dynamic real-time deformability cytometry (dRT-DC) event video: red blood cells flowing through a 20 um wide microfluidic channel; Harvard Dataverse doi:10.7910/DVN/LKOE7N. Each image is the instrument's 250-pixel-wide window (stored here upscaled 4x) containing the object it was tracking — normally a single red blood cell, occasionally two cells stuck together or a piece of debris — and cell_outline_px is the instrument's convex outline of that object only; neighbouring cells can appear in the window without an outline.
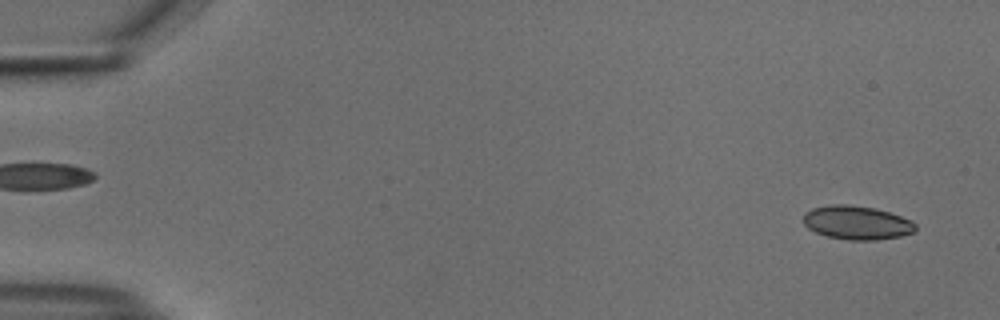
{"species": "common noctule bat (a hibernating species)", "species_latin": "Nyctalus noctula", "temperature_condition": "cold", "stored_images_in_passage": 45, "camera_frame_rate_fps": 3000, "um_per_image_px": 0.085, "animal": {"sex": "male", "body_mass_g": 18.8}, "frame": {"image": 1, "passage_image": 3, "time_ms": 0.667, "image_size_px": [1000, 320], "cell_outline_px": [[916, 228], [912, 232], [900, 236], [876, 240], [848, 240], [828, 236], [816, 232], [808, 228], [804, 224], [804, 212], [812, 208], [832, 204], [848, 204], [876, 208], [912, 220], [916, 224]], "centroid_in_image_um": [72.82, 18.92], "position_along_channel_um": 12.2, "area_um2": 22.02}}
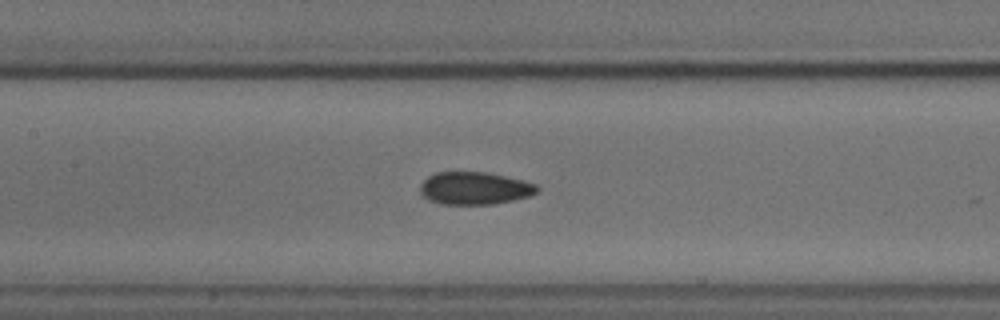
{"frame": {"image": 2, "passage_image": 26, "time_ms": 8.333, "image_size_px": [1000, 320], "cell_outline_px": [[540, 188], [536, 192], [528, 196], [512, 200], [492, 204], [440, 204], [428, 200], [420, 192], [420, 184], [428, 176], [436, 172], [488, 172], [524, 180], [536, 184]], "centroid_in_image_um": [40.33, 15.99], "position_along_channel_um": 167.1, "area_um2": 22.25}}
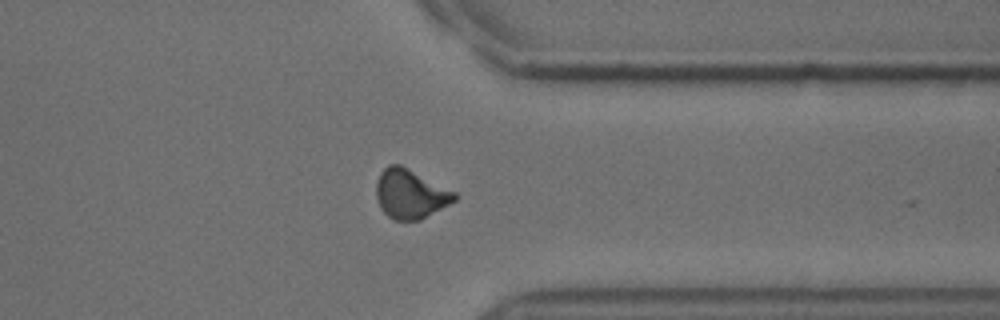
{"frame": {"image": 3, "passage_image": 43, "time_ms": 14.0, "image_size_px": [1000, 320], "cell_outline_px": [[460, 196], [456, 200], [420, 220], [392, 220], [380, 208], [376, 196], [376, 184], [380, 172], [388, 164], [400, 164], [456, 192]], "centroid_in_image_um": [34.87, 16.48], "position_along_channel_um": 376.5, "area_um2": 22.54}}